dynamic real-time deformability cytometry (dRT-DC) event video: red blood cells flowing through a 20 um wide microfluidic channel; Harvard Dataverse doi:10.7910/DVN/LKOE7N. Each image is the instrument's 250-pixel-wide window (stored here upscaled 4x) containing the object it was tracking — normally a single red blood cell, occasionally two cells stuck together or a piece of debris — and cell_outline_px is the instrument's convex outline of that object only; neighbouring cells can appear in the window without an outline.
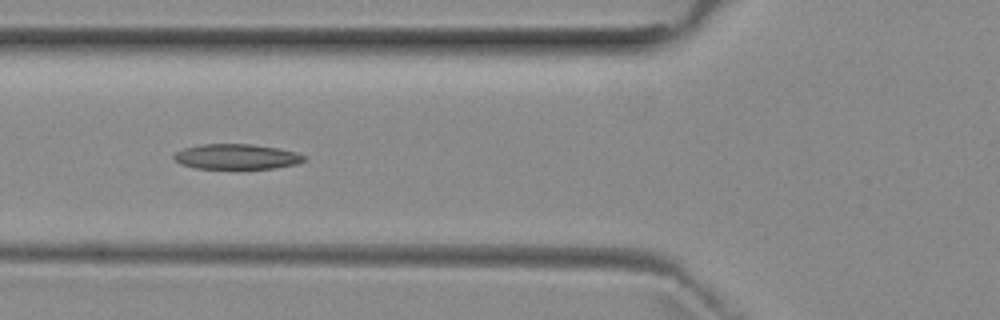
{"species": "common noctule bat (a hibernating species)", "species_latin": "Nyctalus noctula", "temperature_condition": "room temperature", "stored_images_in_passage": 4, "camera_frame_rate_fps": 3000, "um_per_image_px": 0.085, "animal": {"sex": "female", "body_mass_g": 29.2, "forearm_length_mm": 56.3}, "frame": {"image": 1, "passage_image": 4, "time_ms": 4.333, "image_size_px": [1000, 320], "cell_outline_px": [[308, 160], [296, 164], [276, 168], [196, 168], [180, 164], [172, 156], [176, 152], [184, 148], [200, 144], [252, 144], [276, 148], [296, 152], [308, 156]], "centroid_in_image_um": [20.15, 13.31], "position_along_channel_um": 105.7, "area_um2": 19.13}}